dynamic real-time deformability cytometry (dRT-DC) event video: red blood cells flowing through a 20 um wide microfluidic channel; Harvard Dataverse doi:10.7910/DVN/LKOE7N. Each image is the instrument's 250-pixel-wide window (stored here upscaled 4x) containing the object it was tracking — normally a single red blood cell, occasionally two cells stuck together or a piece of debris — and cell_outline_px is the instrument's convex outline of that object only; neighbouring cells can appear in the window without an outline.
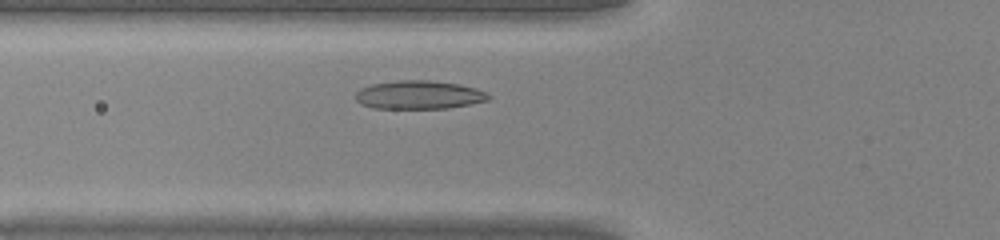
{"species": "common noctule bat (a hibernating species)", "species_latin": "Nyctalus noctula", "temperature_condition": "warm", "stored_images_in_passage": 29, "camera_frame_rate_fps": 3000, "um_per_image_px": 0.085, "animal": {"sex": "male", "body_mass_g": 20.0, "forearm_length_mm": 53.3}, "frame": {"image": 1, "passage_image": 7, "time_ms": 2.0, "image_size_px": [1000, 240], "cell_outline_px": [[492, 96], [488, 100], [448, 108], [372, 108], [360, 104], [356, 100], [356, 92], [360, 88], [372, 84], [400, 80], [428, 80], [460, 84], [476, 88]], "centroid_in_image_um": [35.59, 8.06], "position_along_channel_um": 90.2, "area_um2": 21.96}}
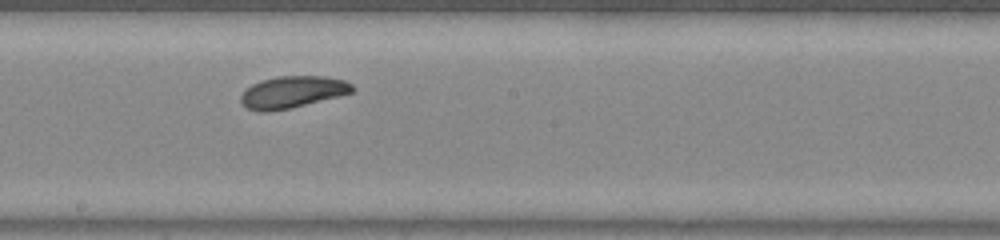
{"frame": {"image": 2, "passage_image": 16, "time_ms": 5.0, "image_size_px": [1000, 240], "cell_outline_px": [[356, 88], [352, 92], [340, 96], [288, 108], [268, 112], [256, 112], [248, 108], [240, 100], [240, 96], [252, 84], [260, 80], [280, 76], [324, 76], [344, 80], [352, 84]], "centroid_in_image_um": [24.87, 7.82], "position_along_channel_um": 223.3, "area_um2": 20.58}}
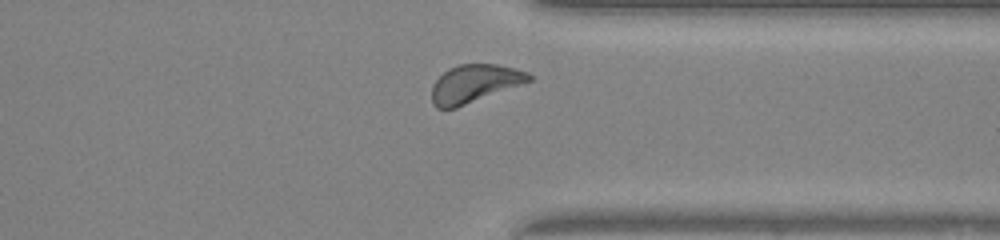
{"frame": {"image": 3, "passage_image": 26, "time_ms": 8.333, "image_size_px": [1000, 240], "cell_outline_px": [[532, 80], [456, 108], [436, 108], [432, 104], [432, 84], [448, 68], [460, 64], [496, 64], [528, 72], [532, 76]], "centroid_in_image_um": [40.3, 7.11], "position_along_channel_um": 371.1, "area_um2": 21.27}}